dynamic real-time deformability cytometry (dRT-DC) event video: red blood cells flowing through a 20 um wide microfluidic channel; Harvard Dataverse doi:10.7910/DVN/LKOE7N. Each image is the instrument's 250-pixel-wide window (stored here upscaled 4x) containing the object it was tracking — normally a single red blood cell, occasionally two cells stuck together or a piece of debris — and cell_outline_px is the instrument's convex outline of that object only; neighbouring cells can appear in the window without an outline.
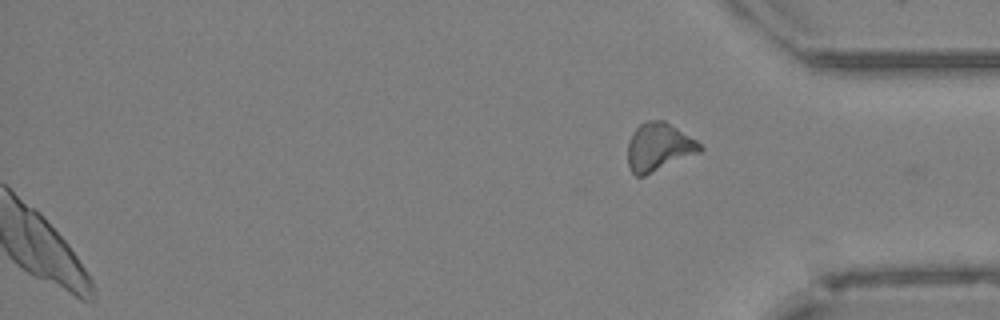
{"species": "Egyptian fruit bat (a non-hibernating species)", "species_latin": "Rousettus aegyptiacus", "temperature_condition": "cold", "stored_images_in_passage": 42, "camera_frame_rate_fps": 3000, "um_per_image_px": 0.085, "animal": {"sex": "female"}, "frame": {"image": 1, "passage_image": 42, "time_ms": 13.667, "image_size_px": [1000, 320], "cell_outline_px": [[704, 148], [700, 152], [644, 176], [636, 176], [628, 168], [628, 140], [632, 132], [640, 124], [648, 120], [664, 120], [696, 140]], "centroid_in_image_um": [55.97, 12.5], "position_along_channel_um": 379.2, "area_um2": 20.17}}